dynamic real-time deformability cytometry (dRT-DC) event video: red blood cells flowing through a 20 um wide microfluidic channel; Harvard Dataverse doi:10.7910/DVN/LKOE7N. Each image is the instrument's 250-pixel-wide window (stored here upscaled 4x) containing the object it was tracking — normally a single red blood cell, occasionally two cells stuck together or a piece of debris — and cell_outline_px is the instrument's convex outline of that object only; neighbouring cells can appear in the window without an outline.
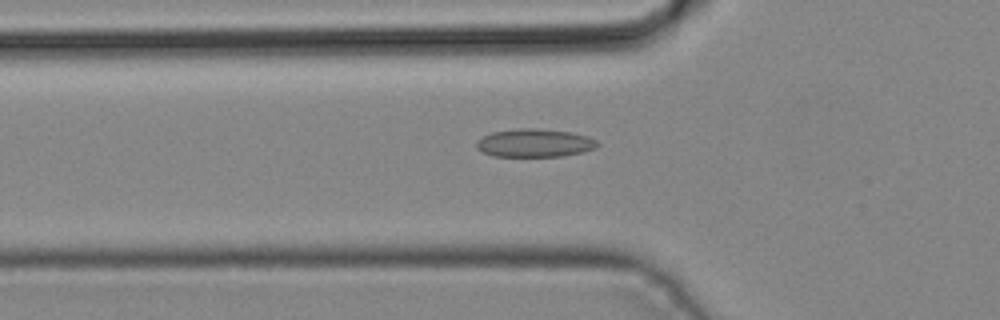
{"species": "common noctule bat (a hibernating species)", "species_latin": "Nyctalus noctula", "temperature_condition": "cold", "stored_images_in_passage": 38, "camera_frame_rate_fps": 3000, "um_per_image_px": 0.085, "animal": {"sex": "male", "body_mass_g": 19.2, "forearm_length_mm": 51.8}, "frame": {"image": 1, "passage_image": 10, "time_ms": 3.0, "image_size_px": [1000, 320], "cell_outline_px": [[600, 144], [596, 148], [584, 152], [564, 156], [492, 156], [476, 148], [476, 140], [492, 132], [520, 128], [536, 128], [572, 132], [588, 136], [596, 140]], "centroid_in_image_um": [45.47, 12.15], "position_along_channel_um": 80.3, "area_um2": 20.0}}
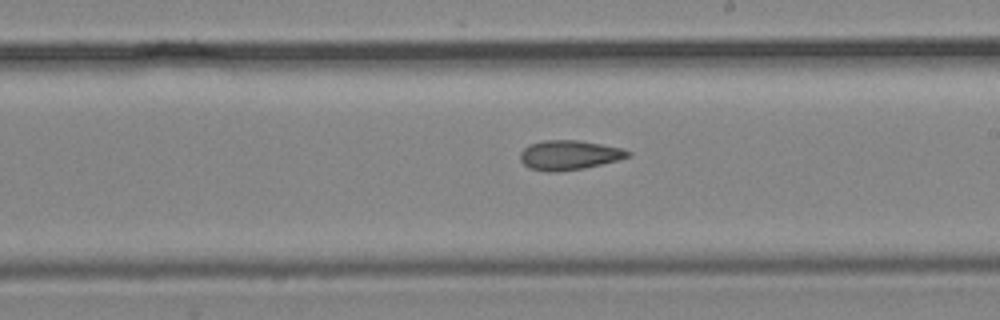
{"frame": {"image": 2, "passage_image": 20, "time_ms": 6.333, "image_size_px": [1000, 320], "cell_outline_px": [[632, 156], [620, 160], [584, 168], [556, 172], [548, 172], [528, 168], [520, 160], [520, 152], [528, 144], [544, 140], [580, 140], [624, 148], [632, 152]], "centroid_in_image_um": [48.41, 13.18], "position_along_channel_um": 240.6, "area_um2": 18.9}}
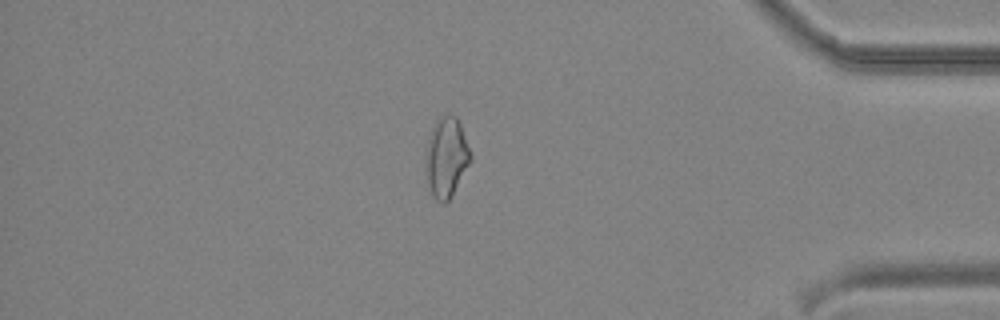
{"frame": {"image": 3, "passage_image": 32, "time_ms": 10.333, "image_size_px": [1000, 320], "cell_outline_px": [[472, 160], [448, 200], [444, 204], [440, 204], [432, 196], [428, 184], [424, 156], [428, 136], [436, 120], [440, 116], [456, 116], [460, 124], [472, 156]], "centroid_in_image_um": [37.91, 13.38], "position_along_channel_um": 397.3, "area_um2": 20.87}}